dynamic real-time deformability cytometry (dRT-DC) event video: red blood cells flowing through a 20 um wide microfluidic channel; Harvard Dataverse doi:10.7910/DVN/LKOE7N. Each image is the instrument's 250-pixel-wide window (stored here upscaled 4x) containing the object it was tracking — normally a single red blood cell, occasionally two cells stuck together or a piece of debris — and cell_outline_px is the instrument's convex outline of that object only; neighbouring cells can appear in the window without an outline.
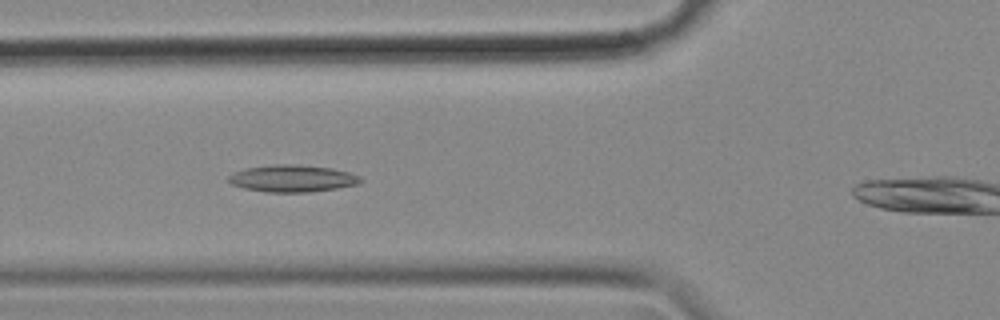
{"species": "common noctule bat (a hibernating species)", "species_latin": "Nyctalus noctula", "temperature_condition": "cold", "stored_images_in_passage": 50, "camera_frame_rate_fps": 3000, "um_per_image_px": 0.085, "animal": {"sex": "female", "body_mass_g": 18.4}, "frame": {"image": 1, "passage_image": 13, "time_ms": 4.0, "image_size_px": [1000, 320], "cell_outline_px": [[364, 180], [356, 184], [336, 188], [308, 192], [268, 192], [244, 188], [232, 184], [228, 180], [228, 176], [232, 172], [244, 168], [272, 164], [292, 164], [332, 168], [348, 172], [360, 176]], "centroid_in_image_um": [24.82, 15.16], "position_along_channel_um": 101.0, "area_um2": 20.75}}
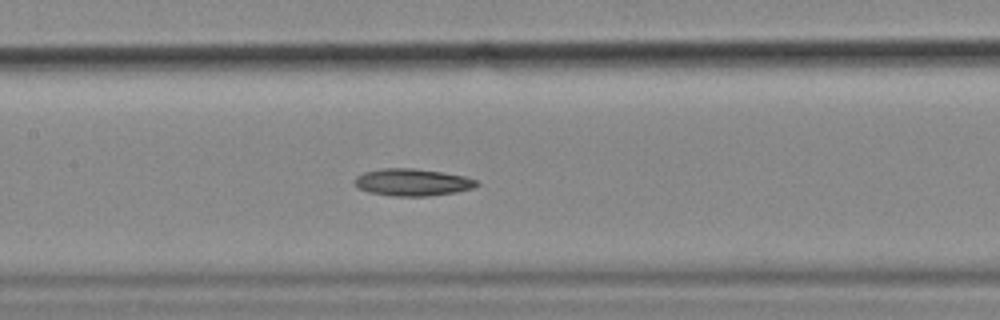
{"frame": {"image": 2, "passage_image": 19, "time_ms": 6.0, "image_size_px": [1000, 320], "cell_outline_px": [[480, 184], [472, 188], [456, 192], [428, 196], [392, 196], [368, 192], [360, 188], [352, 180], [356, 176], [364, 172], [380, 168], [412, 168], [444, 172], [464, 176], [476, 180]], "centroid_in_image_um": [35.04, 15.49], "position_along_channel_um": 172.4, "area_um2": 19.36}}
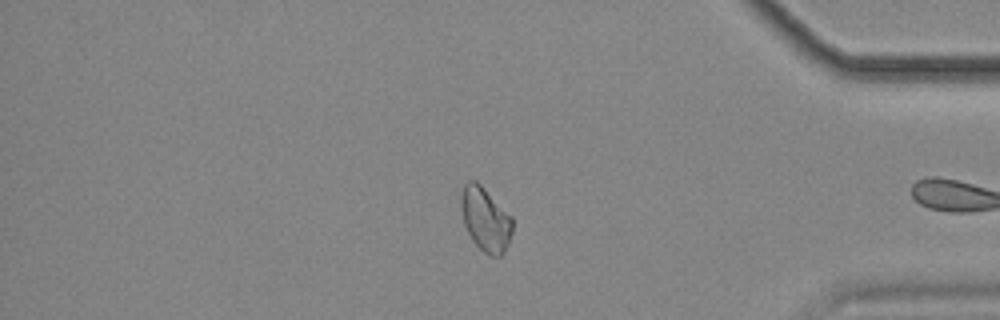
{"frame": {"image": 3, "passage_image": 40, "time_ms": 13.0, "image_size_px": [1000, 320], "cell_outline_px": [[512, 232], [508, 244], [504, 252], [500, 256], [492, 256], [484, 252], [472, 240], [464, 224], [460, 204], [460, 196], [464, 184], [468, 180], [476, 180], [512, 216]], "centroid_in_image_um": [41.25, 18.62], "position_along_channel_um": 393.9, "area_um2": 19.13}}